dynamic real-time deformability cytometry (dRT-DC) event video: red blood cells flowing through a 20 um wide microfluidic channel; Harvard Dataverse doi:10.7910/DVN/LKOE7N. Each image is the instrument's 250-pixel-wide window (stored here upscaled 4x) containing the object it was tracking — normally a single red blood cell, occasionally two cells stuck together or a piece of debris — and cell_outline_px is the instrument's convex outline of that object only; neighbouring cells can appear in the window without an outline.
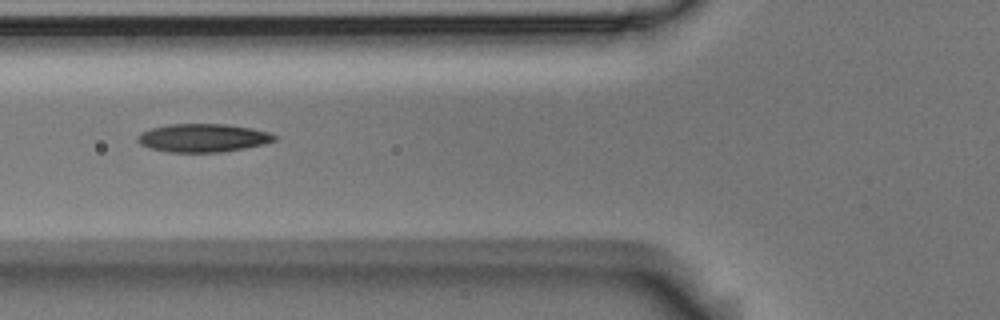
{"species": "Egyptian fruit bat (a non-hibernating species)", "species_latin": "Rousettus aegyptiacus", "temperature_condition": "room temperature", "stored_images_in_passage": 7, "camera_frame_rate_fps": 3000, "um_per_image_px": 0.085, "animal": {"sex": "male"}, "frame": {"image": 1, "passage_image": 3, "time_ms": 0.667, "image_size_px": [1000, 320], "cell_outline_px": [[276, 140], [264, 144], [244, 148], [220, 152], [168, 152], [152, 148], [140, 144], [136, 140], [136, 136], [140, 132], [152, 128], [168, 124], [228, 124], [252, 128], [268, 132], [276, 136]], "centroid_in_image_um": [17.23, 11.71], "position_along_channel_um": 108.6, "area_um2": 22.54}}
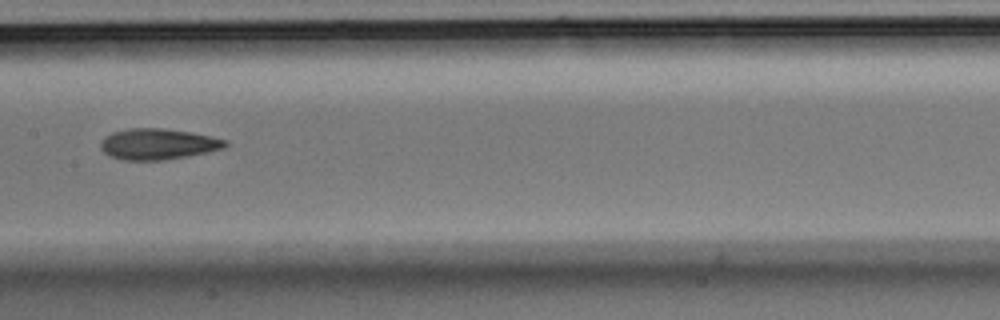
{"frame": {"image": 2, "passage_image": 5, "time_ms": 1.333, "image_size_px": [1000, 320], "cell_outline_px": [[228, 144], [224, 148], [208, 152], [188, 156], [164, 160], [124, 160], [112, 156], [104, 152], [100, 148], [100, 144], [104, 136], [112, 132], [128, 128], [164, 128], [188, 132], [228, 140]], "centroid_in_image_um": [13.41, 12.24], "position_along_channel_um": 194.0, "area_um2": 22.43}}
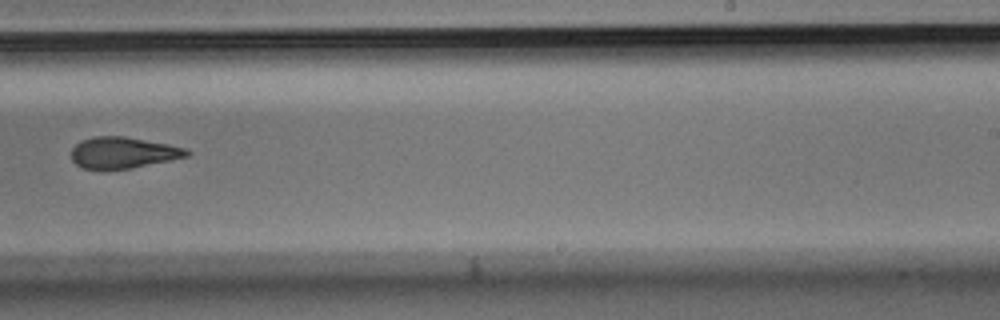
{"frame": {"image": 3, "passage_image": 7, "time_ms": 2.0, "image_size_px": [1000, 320], "cell_outline_px": [[192, 152], [188, 156], [132, 168], [84, 168], [76, 164], [72, 160], [72, 148], [80, 140], [96, 136], [124, 136], [168, 144], [188, 148]], "centroid_in_image_um": [10.49, 12.95], "position_along_channel_um": 278.5, "area_um2": 20.81}}